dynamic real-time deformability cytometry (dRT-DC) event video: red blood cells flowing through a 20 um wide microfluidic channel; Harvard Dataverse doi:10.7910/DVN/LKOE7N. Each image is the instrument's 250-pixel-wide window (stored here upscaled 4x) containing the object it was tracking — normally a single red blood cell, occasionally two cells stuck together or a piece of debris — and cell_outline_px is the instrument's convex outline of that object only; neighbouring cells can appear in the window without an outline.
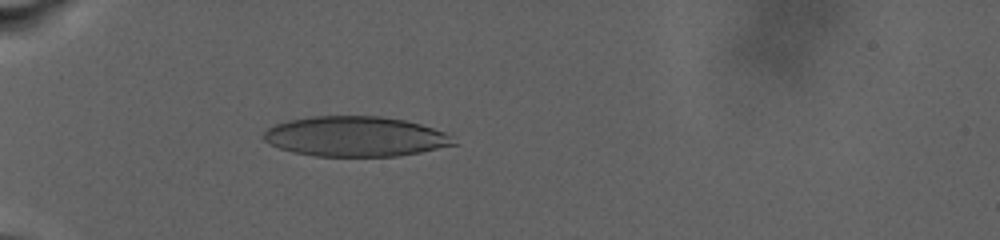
{"species": "human", "species_latin": "Homo sapiens", "temperature_condition": "warm", "stored_images_in_passage": 43, "camera_frame_rate_fps": 3000, "um_per_image_px": 0.085, "donor": {"sex": "male"}, "frame": {"image": 1, "passage_image": 19, "time_ms": 9.0, "image_size_px": [1000, 240], "cell_outline_px": [[460, 144], [400, 156], [316, 156], [292, 152], [268, 144], [264, 140], [264, 132], [268, 128], [276, 124], [288, 120], [312, 116], [380, 116], [404, 120], [420, 124], [444, 132], [452, 136]], "centroid_in_image_um": [30.22, 11.6], "position_along_channel_um": 54.8, "area_um2": 44.51}}
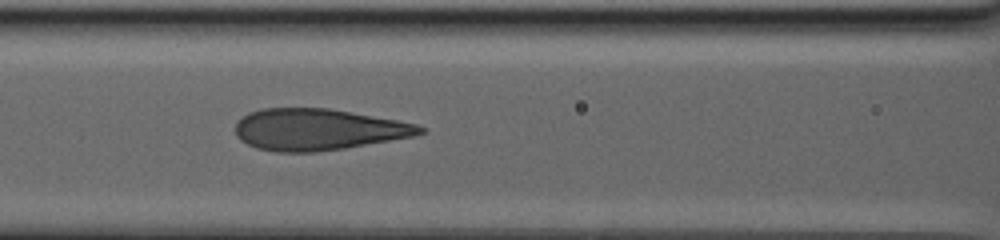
{"frame": {"image": 2, "passage_image": 27, "time_ms": 13.333, "image_size_px": [1000, 240], "cell_outline_px": [[428, 128], [424, 132], [412, 136], [344, 148], [316, 152], [276, 152], [256, 148], [240, 140], [236, 136], [236, 120], [248, 112], [260, 108], [328, 108], [396, 120], [416, 124]], "centroid_in_image_um": [26.97, 11.0], "position_along_channel_um": 139.6, "area_um2": 44.51}}
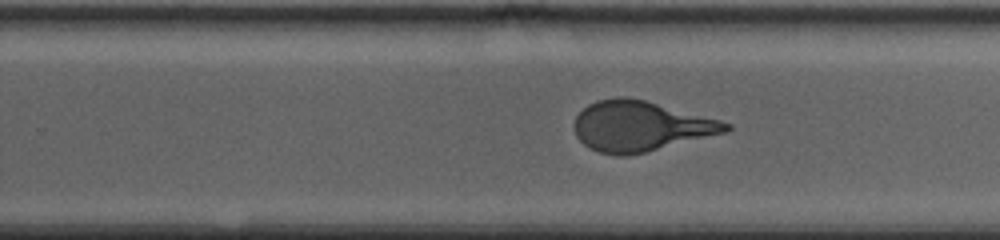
{"frame": {"image": 3, "passage_image": 40, "time_ms": 18.667, "image_size_px": [1000, 240], "cell_outline_px": [[732, 128], [728, 132], [644, 152], [624, 156], [616, 156], [600, 152], [584, 144], [576, 136], [572, 124], [576, 116], [588, 104], [596, 100], [616, 96], [624, 96], [644, 100], [720, 120], [732, 124]], "centroid_in_image_um": [54.41, 10.71], "position_along_channel_um": 275.4, "area_um2": 44.22}}